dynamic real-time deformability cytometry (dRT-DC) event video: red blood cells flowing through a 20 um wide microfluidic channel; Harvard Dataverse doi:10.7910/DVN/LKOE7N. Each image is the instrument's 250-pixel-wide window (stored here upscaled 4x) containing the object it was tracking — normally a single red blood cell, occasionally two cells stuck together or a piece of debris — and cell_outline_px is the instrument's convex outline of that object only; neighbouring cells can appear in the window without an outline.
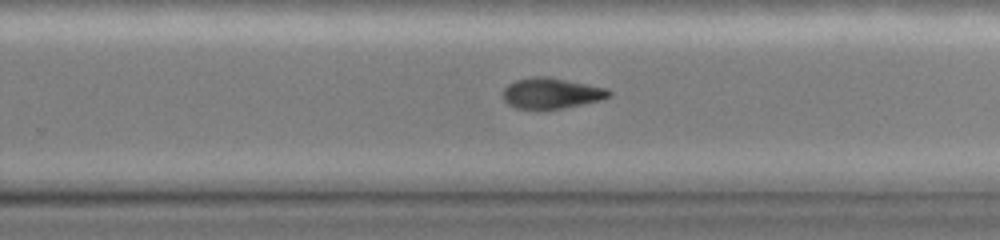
{"species": "common noctule bat (a hibernating species)", "species_latin": "Nyctalus noctula", "temperature_condition": "cold", "stored_images_in_passage": 32, "camera_frame_rate_fps": 3000, "um_per_image_px": 0.085, "animal": {"sex": "female", "body_mass_g": 19.0, "forearm_length_mm": 51.5}, "frame": {"image": 1, "passage_image": 28, "time_ms": 9.0, "image_size_px": [1000, 240], "cell_outline_px": [[612, 96], [600, 100], [564, 108], [516, 108], [508, 104], [504, 100], [504, 88], [508, 84], [516, 80], [532, 76], [548, 76], [608, 88], [612, 92]], "centroid_in_image_um": [46.9, 7.9], "position_along_channel_um": 282.9, "area_um2": 18.9}}